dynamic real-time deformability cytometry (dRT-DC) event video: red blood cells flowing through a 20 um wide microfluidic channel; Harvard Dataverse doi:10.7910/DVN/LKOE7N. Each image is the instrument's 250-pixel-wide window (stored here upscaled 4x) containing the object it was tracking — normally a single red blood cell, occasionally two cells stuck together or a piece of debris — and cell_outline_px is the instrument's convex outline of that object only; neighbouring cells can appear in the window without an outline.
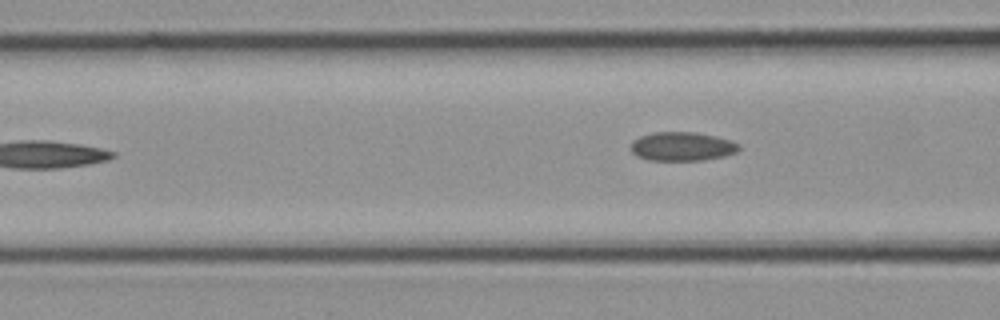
{"species": "common noctule bat (a hibernating species)", "species_latin": "Nyctalus noctula", "temperature_condition": "cold", "stored_images_in_passage": 8, "segment_of_instrument_passage": [2, 2], "camera_frame_rate_fps": 3000, "um_per_image_px": 0.085, "animal": {"sex": "female", "body_mass_g": 21.9}, "frame": {"image": 1, "passage_image": 8, "time_ms": 2.333, "image_size_px": [1000, 320], "cell_outline_px": [[740, 148], [736, 152], [724, 156], [704, 160], [648, 160], [636, 156], [632, 152], [632, 140], [640, 136], [652, 132], [696, 132], [716, 136], [732, 140], [740, 144]], "centroid_in_image_um": [57.99, 12.44], "position_along_channel_um": 108.6, "area_um2": 18.32}}